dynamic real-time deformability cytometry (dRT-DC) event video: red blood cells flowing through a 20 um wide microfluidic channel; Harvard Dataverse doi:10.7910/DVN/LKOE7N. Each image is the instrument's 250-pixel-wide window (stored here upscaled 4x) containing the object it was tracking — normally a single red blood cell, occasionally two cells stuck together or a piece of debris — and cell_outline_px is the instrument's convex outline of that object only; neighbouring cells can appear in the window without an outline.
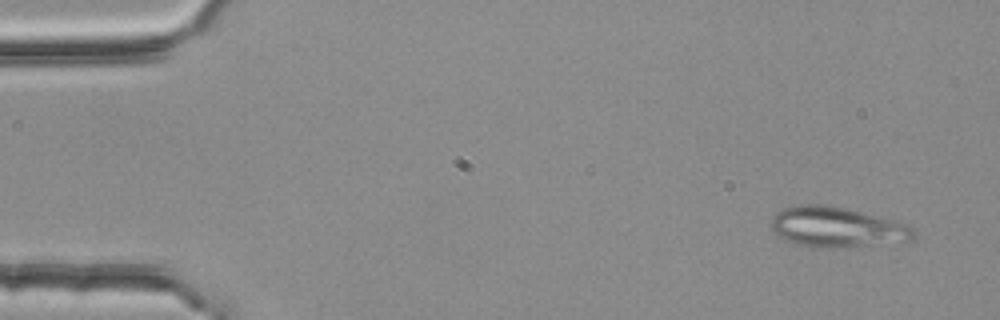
{"species": "common noctule bat (a hibernating species)", "species_latin": "Nyctalus noctula", "temperature_condition": "room temperature", "stored_images_in_passage": 51, "segment_of_instrument_passage": [1, 2], "camera_frame_rate_fps": 3000, "um_per_image_px": 0.085, "animal": {"sex": "female", "body_mass_g": 25.1}, "frame": {"image": 1, "passage_image": 1, "time_ms": 0.0, "image_size_px": [1000, 320], "cell_outline_px": [[912, 240], [836, 248], [828, 248], [800, 244], [776, 236], [772, 232], [768, 224], [772, 216], [776, 212], [784, 208], [796, 204], [828, 204], [848, 208], [896, 220], [912, 228]], "centroid_in_image_um": [71.04, 19.27], "position_along_channel_um": 14.0, "area_um2": 33.47}}